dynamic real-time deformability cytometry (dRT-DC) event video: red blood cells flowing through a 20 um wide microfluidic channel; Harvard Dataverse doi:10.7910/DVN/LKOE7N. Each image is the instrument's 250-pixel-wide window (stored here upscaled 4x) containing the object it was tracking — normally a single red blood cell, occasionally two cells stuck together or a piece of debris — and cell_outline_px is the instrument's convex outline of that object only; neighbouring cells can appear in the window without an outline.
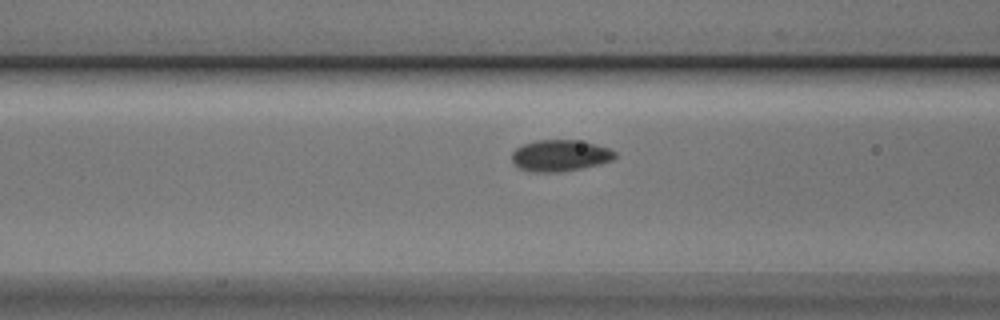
{"species": "Egyptian fruit bat (a non-hibernating species)", "species_latin": "Rousettus aegyptiacus", "temperature_condition": "cold", "stored_images_in_passage": 7, "camera_frame_rate_fps": 3000, "um_per_image_px": 0.085, "animal": {"sex": "male"}, "frame": {"image": 1, "passage_image": 6, "time_ms": 1.667, "image_size_px": [1000, 320], "cell_outline_px": [[616, 156], [612, 160], [600, 164], [560, 172], [532, 172], [520, 168], [512, 164], [512, 152], [516, 148], [524, 144], [536, 140], [576, 140], [596, 144], [608, 148], [616, 152]], "centroid_in_image_um": [47.59, 13.22], "position_along_channel_um": 119.0, "area_um2": 18.9}}
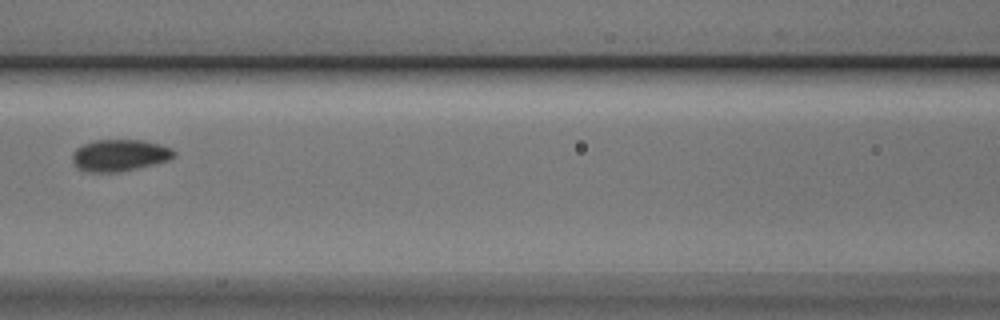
{"frame": {"image": 2, "passage_image": 7, "time_ms": 2.0, "image_size_px": [1000, 320], "cell_outline_px": [[176, 156], [168, 160], [120, 172], [84, 172], [76, 168], [72, 160], [72, 152], [76, 148], [84, 144], [96, 140], [144, 140], [160, 144], [172, 148], [176, 152]], "centroid_in_image_um": [10.15, 13.2], "position_along_channel_um": 156.5, "area_um2": 18.96}}